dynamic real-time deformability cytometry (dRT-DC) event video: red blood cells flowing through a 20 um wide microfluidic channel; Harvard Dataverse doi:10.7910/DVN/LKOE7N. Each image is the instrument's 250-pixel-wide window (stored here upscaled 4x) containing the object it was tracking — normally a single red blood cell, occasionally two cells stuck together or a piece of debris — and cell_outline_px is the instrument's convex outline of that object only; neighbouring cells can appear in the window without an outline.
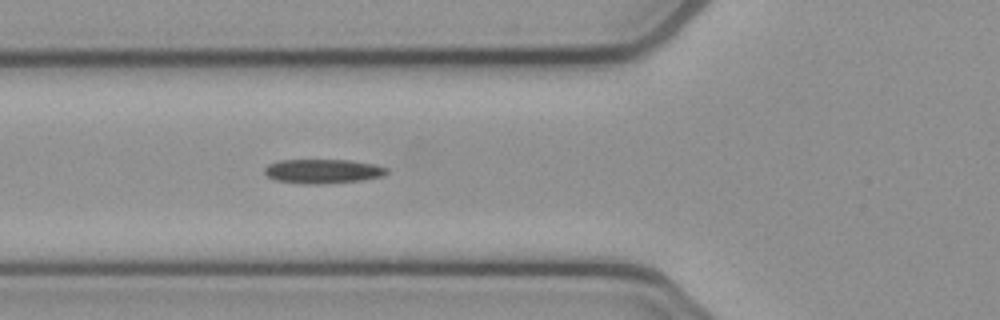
{"species": "common noctule bat (a hibernating species)", "species_latin": "Nyctalus noctula", "temperature_condition": "cold", "stored_images_in_passage": 42, "camera_frame_rate_fps": 3000, "um_per_image_px": 0.085, "animal": {"sex": "female", "body_mass_g": 21.9}, "frame": {"image": 1, "passage_image": 7, "time_ms": 2.0, "image_size_px": [1000, 320], "cell_outline_px": [[388, 172], [384, 176], [360, 180], [324, 184], [304, 184], [276, 180], [268, 176], [264, 172], [264, 168], [268, 164], [280, 160], [348, 160], [376, 164], [388, 168]], "centroid_in_image_um": [27.46, 14.55], "position_along_channel_um": 98.3, "area_um2": 17.34}}
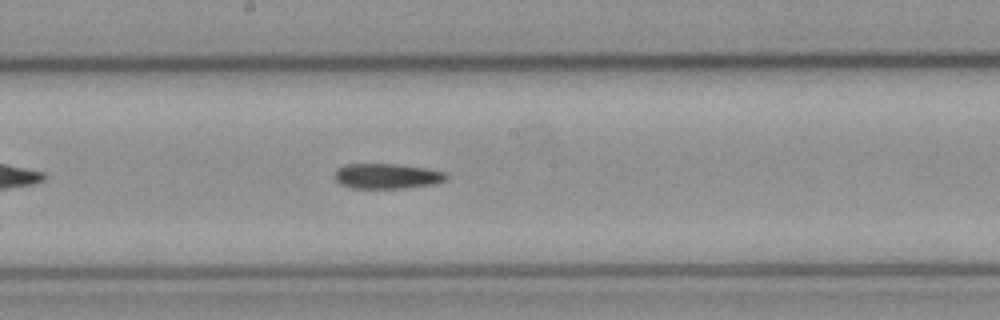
{"frame": {"image": 2, "passage_image": 16, "time_ms": 5.0, "image_size_px": [1000, 320], "cell_outline_px": [[448, 180], [436, 184], [400, 188], [352, 188], [340, 184], [336, 180], [336, 168], [344, 164], [396, 164], [428, 168], [448, 172]], "centroid_in_image_um": [32.95, 14.96], "position_along_channel_um": 215.2, "area_um2": 16.59}}
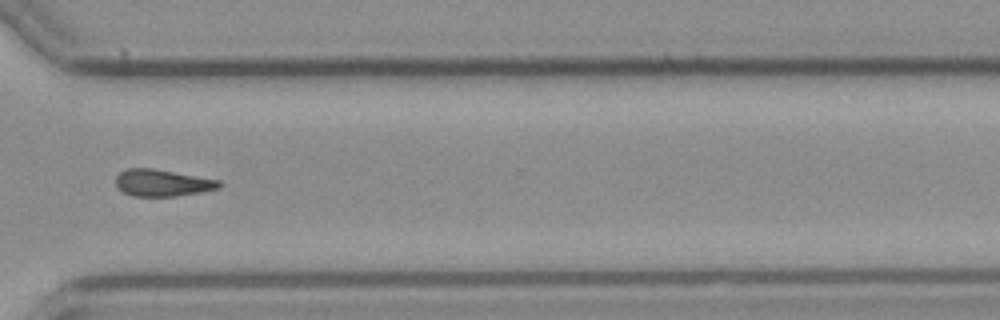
{"frame": {"image": 3, "passage_image": 27, "time_ms": 8.667, "image_size_px": [1000, 320], "cell_outline_px": [[224, 184], [220, 188], [200, 192], [176, 196], [132, 196], [116, 188], [116, 176], [120, 172], [128, 168], [152, 168], [220, 180]], "centroid_in_image_um": [13.81, 15.54], "position_along_channel_um": 356.8, "area_um2": 16.24}}